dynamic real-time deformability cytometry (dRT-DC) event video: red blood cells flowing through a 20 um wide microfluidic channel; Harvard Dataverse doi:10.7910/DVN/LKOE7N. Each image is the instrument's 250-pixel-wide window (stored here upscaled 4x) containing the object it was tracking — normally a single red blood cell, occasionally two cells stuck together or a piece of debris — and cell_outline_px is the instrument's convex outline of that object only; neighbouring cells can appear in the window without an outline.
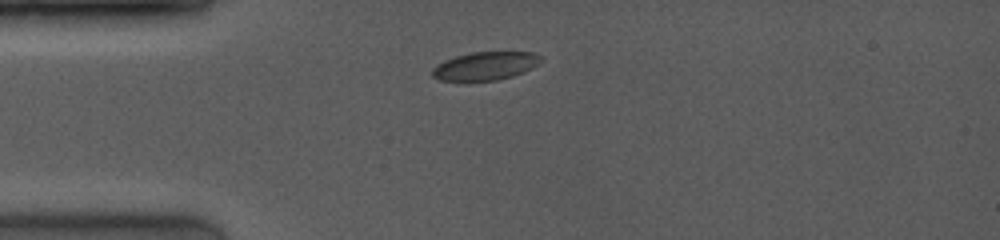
{"species": "common noctule bat (a hibernating species)", "species_latin": "Nyctalus noctula", "temperature_condition": "room temperature", "stored_images_in_passage": 3, "camera_frame_rate_fps": 4000, "um_per_image_px": 0.085, "animal": {"sex": "female", "body_mass_g": 19.0, "forearm_length_mm": 53.3}, "frame": {"image": 1, "passage_image": 3, "time_ms": 2.0, "image_size_px": [1000, 240], "cell_outline_px": [[544, 60], [532, 68], [524, 72], [512, 76], [496, 80], [440, 80], [432, 76], [432, 68], [436, 64], [444, 60], [456, 56], [472, 52], [536, 52], [544, 56]], "centroid_in_image_um": [41.3, 5.59], "position_along_channel_um": 43.7, "area_um2": 17.98}}